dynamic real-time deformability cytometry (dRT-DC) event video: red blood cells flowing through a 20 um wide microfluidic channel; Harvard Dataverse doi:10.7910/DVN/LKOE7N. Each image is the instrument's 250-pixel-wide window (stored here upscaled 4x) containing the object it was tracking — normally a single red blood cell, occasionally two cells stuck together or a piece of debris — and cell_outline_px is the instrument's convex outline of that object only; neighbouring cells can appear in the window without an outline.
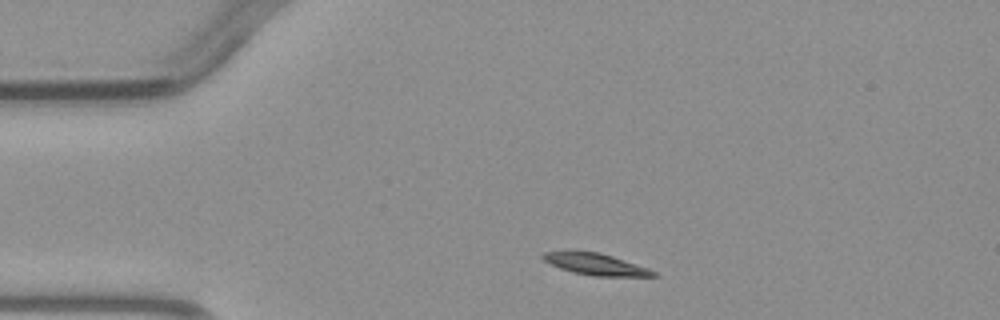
{"species": "common noctule bat (a hibernating species)", "species_latin": "Nyctalus noctula", "temperature_condition": "warm", "stored_images_in_passage": 2, "camera_frame_rate_fps": 3000, "um_per_image_px": 0.085, "animal": {"sex": "male", "body_mass_g": 23.1, "forearm_length_mm": 52.7}, "frame": {"image": 1, "passage_image": 1, "time_ms": 0.0, "image_size_px": [1000, 320], "cell_outline_px": [[660, 276], [592, 276], [572, 272], [560, 268], [544, 260], [540, 256], [544, 252], [568, 248], [572, 248], [600, 252], [648, 268], [656, 272]], "centroid_in_image_um": [50.53, 22.4], "position_along_channel_um": 34.5, "area_um2": 14.45}}